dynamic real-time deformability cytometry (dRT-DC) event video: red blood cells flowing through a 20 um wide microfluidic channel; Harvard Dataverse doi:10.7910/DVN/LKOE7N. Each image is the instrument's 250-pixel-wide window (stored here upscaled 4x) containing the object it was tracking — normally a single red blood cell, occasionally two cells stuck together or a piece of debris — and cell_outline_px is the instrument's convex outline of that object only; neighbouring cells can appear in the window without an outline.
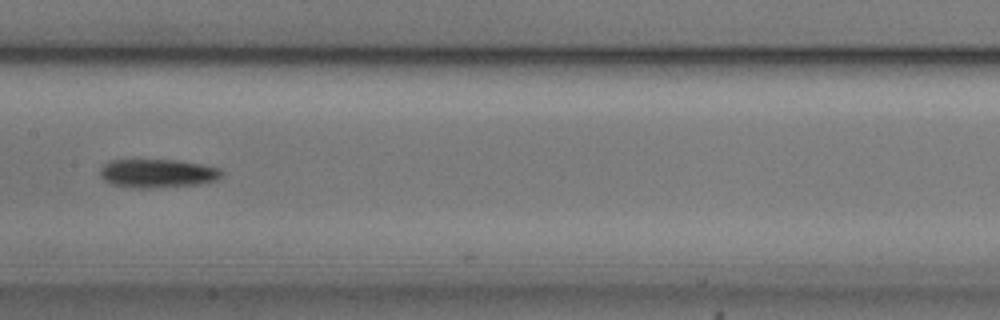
{"species": "common noctule bat (a hibernating species)", "species_latin": "Nyctalus noctula", "temperature_condition": "cold", "stored_images_in_passage": 38, "camera_frame_rate_fps": 3000, "um_per_image_px": 0.085, "animal": {"sex": "male", "body_mass_g": 20.5, "forearm_length_mm": 52.5}, "frame": {"image": 1, "passage_image": 11, "time_ms": 3.333, "image_size_px": [1000, 320], "cell_outline_px": [[224, 172], [220, 180], [200, 184], [160, 188], [136, 188], [112, 184], [104, 180], [100, 176], [100, 168], [108, 160], [180, 160], [220, 168]], "centroid_in_image_um": [13.43, 14.74], "position_along_channel_um": 194.0, "area_um2": 20.63}}
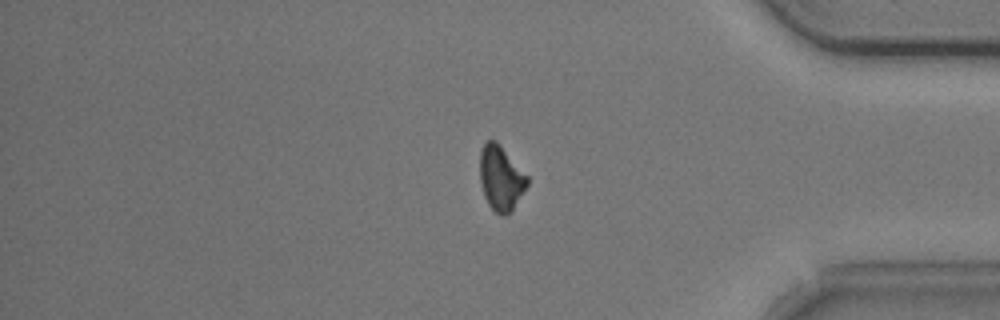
{"frame": {"image": 2, "passage_image": 29, "time_ms": 9.333, "image_size_px": [1000, 320], "cell_outline_px": [[528, 184], [512, 212], [504, 216], [500, 216], [488, 204], [484, 196], [480, 184], [480, 148], [488, 140], [496, 140], [528, 176]], "centroid_in_image_um": [42.57, 15.16], "position_along_channel_um": 392.6, "area_um2": 18.03}}
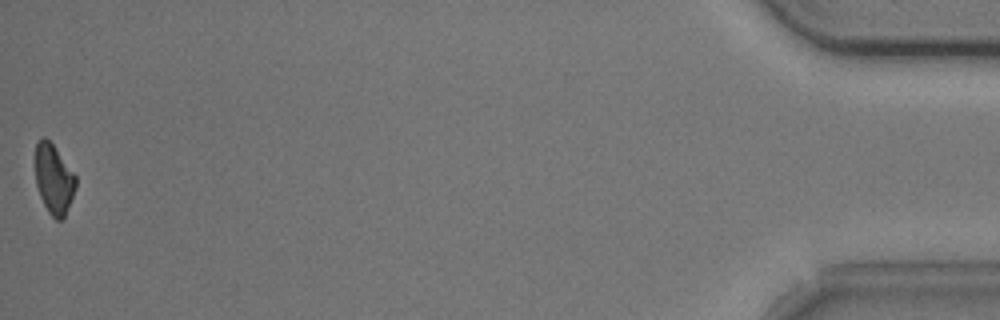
{"frame": {"image": 3, "passage_image": 38, "time_ms": 12.333, "image_size_px": [1000, 320], "cell_outline_px": [[76, 188], [64, 216], [60, 220], [56, 220], [48, 212], [40, 196], [36, 184], [36, 144], [40, 136], [44, 136], [52, 144], [76, 176]], "centroid_in_image_um": [4.57, 15.22], "position_along_channel_um": 430.6, "area_um2": 16.13}}